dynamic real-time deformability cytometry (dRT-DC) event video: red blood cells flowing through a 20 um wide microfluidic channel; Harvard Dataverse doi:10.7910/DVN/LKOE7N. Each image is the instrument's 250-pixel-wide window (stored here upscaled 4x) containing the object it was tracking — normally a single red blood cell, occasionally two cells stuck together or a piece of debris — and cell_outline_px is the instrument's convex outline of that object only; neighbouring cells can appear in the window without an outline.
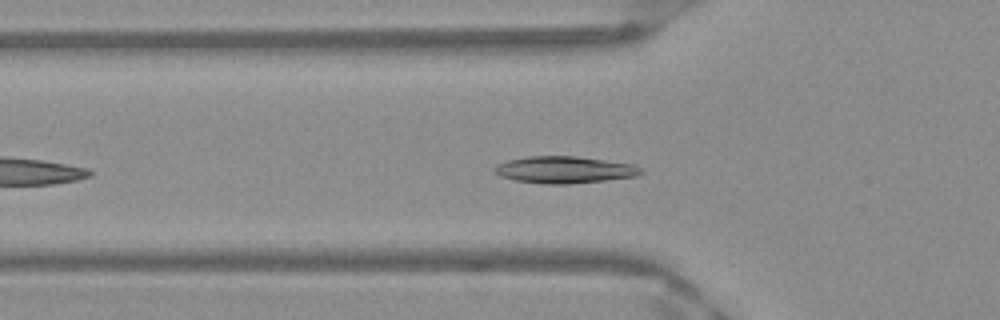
{"species": "Egyptian fruit bat (a non-hibernating species)", "species_latin": "Rousettus aegyptiacus", "temperature_condition": "warm", "stored_images_in_passage": 42, "camera_frame_rate_fps": 3000, "um_per_image_px": 0.085, "frame": {"image": 1, "passage_image": 7, "time_ms": 2.0, "image_size_px": [1000, 320], "cell_outline_px": [[644, 172], [636, 176], [604, 180], [568, 184], [544, 184], [516, 180], [500, 176], [492, 172], [492, 168], [496, 164], [508, 160], [528, 156], [576, 156], [632, 164], [640, 168]], "centroid_in_image_um": [47.91, 14.43], "position_along_channel_um": 77.9, "area_um2": 22.89}}
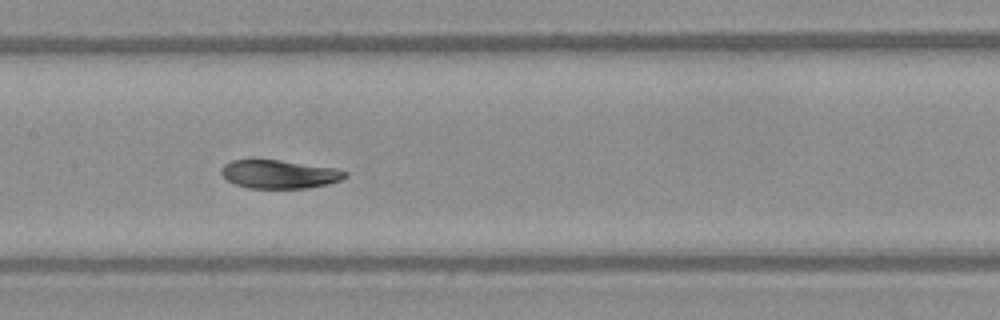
{"frame": {"image": 2, "passage_image": 15, "time_ms": 4.667, "image_size_px": [1000, 320], "cell_outline_px": [[348, 176], [340, 180], [328, 184], [304, 188], [248, 188], [236, 184], [228, 180], [220, 172], [220, 168], [224, 164], [232, 160], [280, 160], [336, 168], [348, 172]], "centroid_in_image_um": [23.75, 14.8], "position_along_channel_um": 183.6, "area_um2": 20.46}}
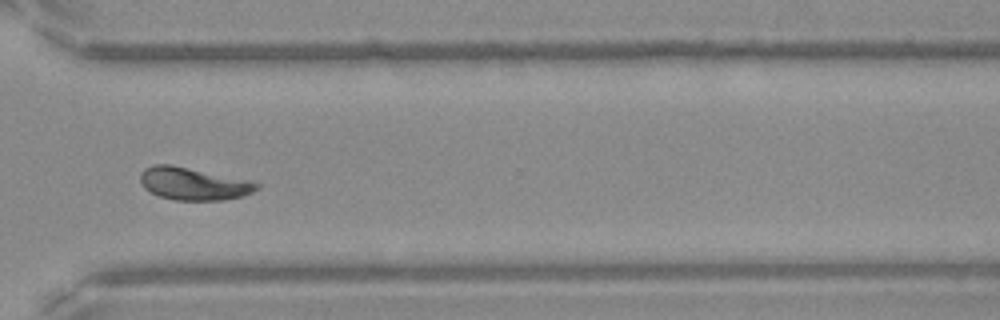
{"frame": {"image": 3, "passage_image": 28, "time_ms": 9.0, "image_size_px": [1000, 320], "cell_outline_px": [[260, 188], [244, 196], [224, 200], [176, 200], [160, 196], [144, 188], [140, 184], [140, 172], [144, 168], [152, 164], [172, 164], [248, 180], [260, 184]], "centroid_in_image_um": [16.42, 15.61], "position_along_channel_um": 354.2, "area_um2": 22.2}, "authors_computed_cell_mechanics": {"area_um2": 21.5016, "velocity_mm_per_s": 3.9319, "shape_relaxation_time_tau1_ms": 5.3986, "shape_relaxation_time_tau2_ms": 1.7772, "deformation_change_tau1": 0.1667, "deformation_change_tau2": 0.0561}}